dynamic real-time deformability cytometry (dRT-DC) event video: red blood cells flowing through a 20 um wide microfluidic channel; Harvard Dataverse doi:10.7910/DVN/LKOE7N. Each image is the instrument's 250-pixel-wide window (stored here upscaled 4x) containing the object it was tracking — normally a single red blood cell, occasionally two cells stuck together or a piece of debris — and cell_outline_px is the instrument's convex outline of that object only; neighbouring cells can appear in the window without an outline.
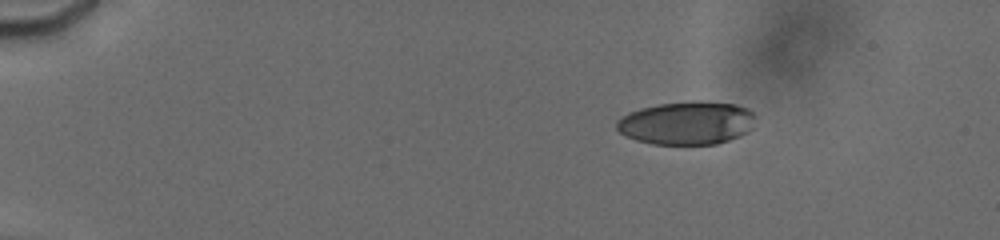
{"species": "human", "species_latin": "Homo sapiens", "temperature_condition": "cold", "stored_images_in_passage": 12, "camera_frame_rate_fps": 3000, "um_per_image_px": 0.085, "donor": {"sex": "male"}, "frame": {"image": 1, "passage_image": 4, "time_ms": 3.333, "image_size_px": [1000, 240], "cell_outline_px": [[756, 116], [752, 128], [748, 132], [740, 136], [716, 144], [652, 144], [636, 140], [620, 132], [616, 128], [616, 120], [628, 112], [640, 108], [660, 104], [696, 100], [736, 104], [748, 108]], "centroid_in_image_um": [58.4, 10.44], "position_along_channel_um": 26.6, "area_um2": 35.2}}
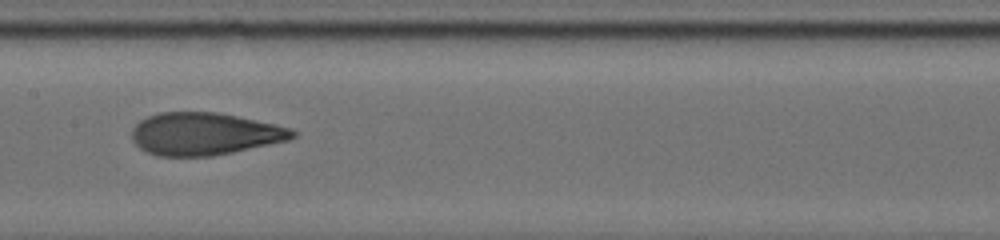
{"frame": {"image": 2, "passage_image": 10, "time_ms": 10.333, "image_size_px": [1000, 240], "cell_outline_px": [[296, 136], [288, 140], [232, 152], [212, 156], [156, 156], [140, 148], [132, 140], [132, 128], [140, 120], [148, 116], [160, 112], [216, 112], [276, 124], [292, 128], [296, 132]], "centroid_in_image_um": [17.37, 11.38], "position_along_channel_um": 190.0, "area_um2": 39.65}}
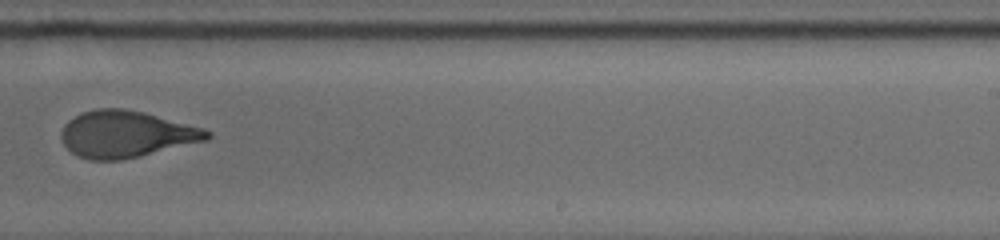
{"frame": {"image": 3, "passage_image": 12, "time_ms": 12.667, "image_size_px": [1000, 240], "cell_outline_px": [[212, 136], [208, 140], [140, 156], [120, 160], [88, 160], [76, 156], [64, 144], [60, 136], [60, 132], [64, 124], [68, 120], [84, 112], [96, 108], [124, 108], [144, 112], [204, 128], [212, 132]], "centroid_in_image_um": [10.72, 11.4], "position_along_channel_um": 278.3, "area_um2": 39.82}}